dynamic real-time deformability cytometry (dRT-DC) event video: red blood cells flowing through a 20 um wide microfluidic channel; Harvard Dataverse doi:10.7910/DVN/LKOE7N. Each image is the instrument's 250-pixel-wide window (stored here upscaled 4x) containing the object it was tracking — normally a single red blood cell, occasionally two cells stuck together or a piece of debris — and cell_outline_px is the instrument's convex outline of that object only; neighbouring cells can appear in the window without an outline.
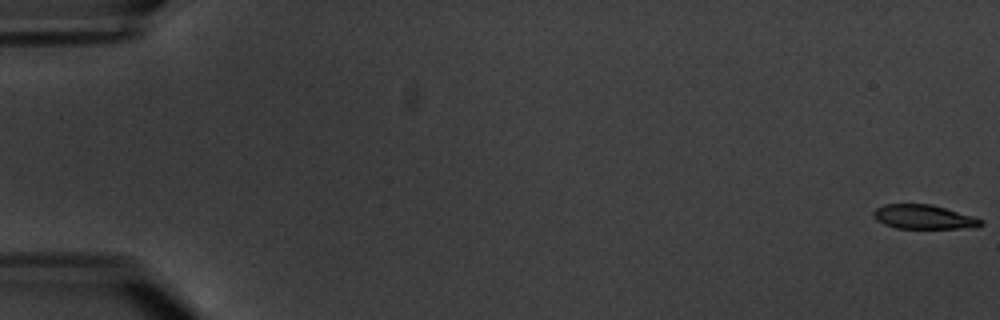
{"species": "common noctule bat (a hibernating species)", "species_latin": "Nyctalus noctula", "temperature_condition": "warm", "stored_images_in_passage": 7, "camera_frame_rate_fps": 3000, "um_per_image_px": 0.085, "animal": {"sex": "male", "body_mass_g": 20.1, "forearm_length_mm": 53.5}, "frame": {"image": 1, "passage_image": 1, "time_ms": 0.0, "image_size_px": [1000, 320], "cell_outline_px": [[984, 224], [976, 228], [896, 228], [884, 224], [876, 220], [872, 216], [872, 212], [876, 208], [884, 204], [932, 204], [972, 216], [984, 220]], "centroid_in_image_um": [78.51, 18.44], "position_along_channel_um": 6.5, "area_um2": 15.26}}
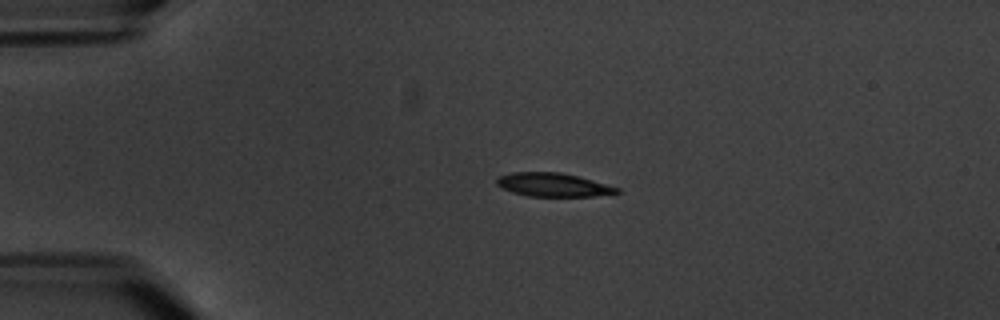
{"frame": {"image": 2, "passage_image": 5, "time_ms": 4.667, "image_size_px": [1000, 320], "cell_outline_px": [[620, 192], [592, 196], [528, 196], [512, 192], [496, 184], [496, 180], [500, 176], [512, 172], [560, 172], [592, 180], [620, 188]], "centroid_in_image_um": [47.0, 15.7], "position_along_channel_um": 38.0, "area_um2": 16.24}}
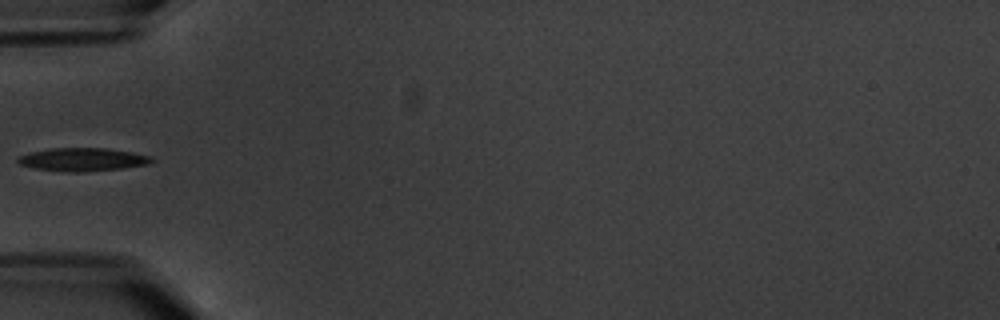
{"frame": {"image": 3, "passage_image": 7, "time_ms": 7.0, "image_size_px": [1000, 320], "cell_outline_px": [[156, 160], [148, 164], [120, 168], [84, 172], [68, 172], [32, 168], [20, 164], [16, 160], [16, 156], [28, 152], [48, 148], [108, 148], [132, 152], [152, 156]], "centroid_in_image_um": [6.98, 13.55], "position_along_channel_um": 78.0, "area_um2": 18.32}}